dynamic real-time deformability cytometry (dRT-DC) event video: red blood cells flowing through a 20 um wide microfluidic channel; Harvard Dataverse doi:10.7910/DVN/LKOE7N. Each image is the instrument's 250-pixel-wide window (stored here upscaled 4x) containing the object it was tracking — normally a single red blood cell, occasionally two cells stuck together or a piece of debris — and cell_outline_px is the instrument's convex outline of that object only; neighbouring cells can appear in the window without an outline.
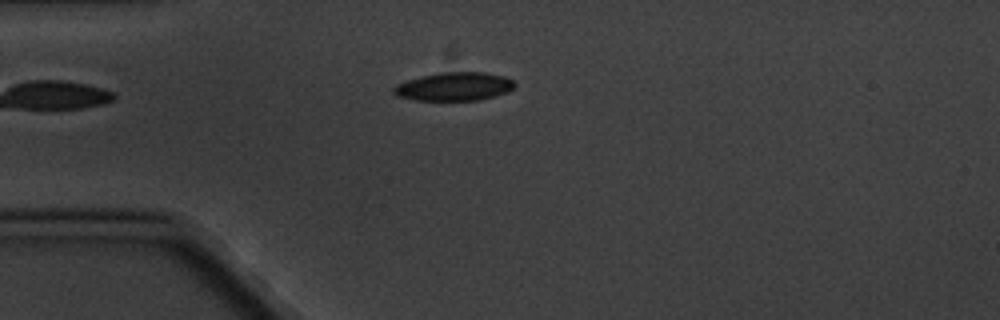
{"species": "common noctule bat (a hibernating species)", "species_latin": "Nyctalus noctula", "temperature_condition": "cold", "stored_images_in_passage": 5, "camera_frame_rate_fps": 3000, "um_per_image_px": 0.085, "animal": {"sex": "male", "body_mass_g": 20.1, "forearm_length_mm": 53.5}, "frame": {"image": 1, "passage_image": 5, "time_ms": 4.667, "image_size_px": [1000, 320], "cell_outline_px": [[516, 84], [508, 92], [480, 100], [416, 100], [396, 96], [392, 92], [392, 88], [396, 84], [420, 76], [440, 72], [484, 72], [504, 76], [512, 80]], "centroid_in_image_um": [38.58, 7.35], "position_along_channel_um": 46.4, "area_um2": 20.11}}